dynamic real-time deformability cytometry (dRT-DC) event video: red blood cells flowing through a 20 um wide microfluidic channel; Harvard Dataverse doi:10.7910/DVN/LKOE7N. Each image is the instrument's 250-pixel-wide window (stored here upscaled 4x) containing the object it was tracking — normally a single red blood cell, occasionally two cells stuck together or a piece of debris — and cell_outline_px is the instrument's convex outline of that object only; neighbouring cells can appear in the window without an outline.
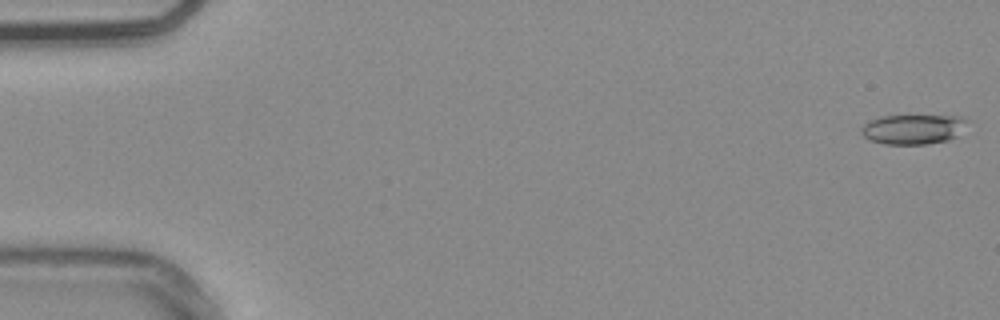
{"species": "common noctule bat (a hibernating species)", "species_latin": "Nyctalus noctula", "temperature_condition": "warm", "stored_images_in_passage": 44, "camera_frame_rate_fps": 3000, "um_per_image_px": 0.085, "animal": {"sex": "male", "body_mass_g": 20.4}, "frame": {"image": 1, "passage_image": 1, "time_ms": 0.0, "image_size_px": [1000, 320], "cell_outline_px": [[968, 120], [956, 136], [948, 140], [928, 144], [884, 144], [872, 140], [864, 136], [860, 132], [860, 128], [864, 124], [880, 116], [964, 116]], "centroid_in_image_um": [77.6, 10.98], "position_along_channel_um": 7.4, "area_um2": 18.21}}
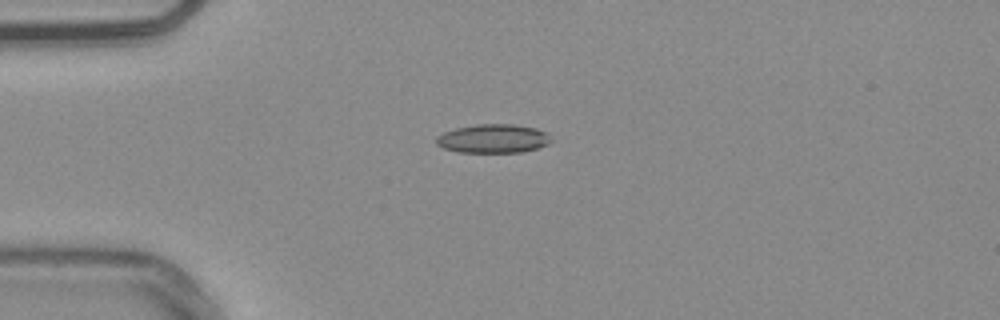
{"frame": {"image": 2, "passage_image": 14, "time_ms": 4.333, "image_size_px": [1000, 320], "cell_outline_px": [[552, 140], [548, 144], [536, 148], [520, 152], [456, 152], [444, 148], [436, 144], [436, 136], [444, 132], [456, 128], [476, 124], [512, 124], [536, 128], [548, 132]], "centroid_in_image_um": [41.92, 11.77], "position_along_channel_um": 43.1, "area_um2": 19.31}}
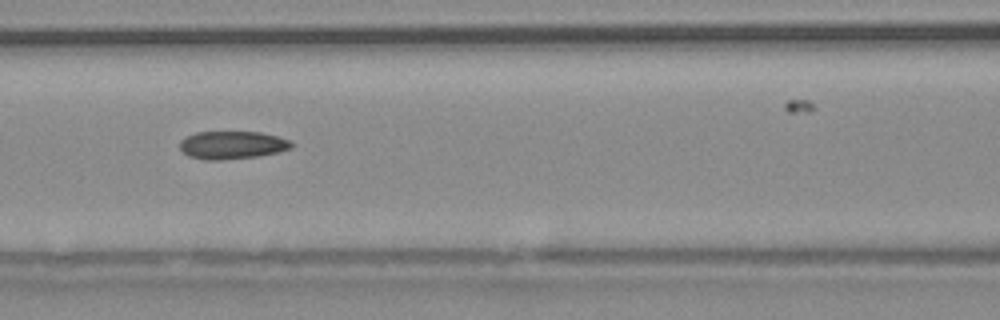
{"frame": {"image": 3, "passage_image": 24, "time_ms": 7.667, "image_size_px": [1000, 320], "cell_outline_px": [[292, 148], [260, 156], [220, 160], [204, 160], [188, 156], [180, 148], [180, 140], [196, 132], [260, 132], [276, 136], [288, 140], [292, 144]], "centroid_in_image_um": [19.7, 12.33], "position_along_channel_um": 146.9, "area_um2": 18.03}}